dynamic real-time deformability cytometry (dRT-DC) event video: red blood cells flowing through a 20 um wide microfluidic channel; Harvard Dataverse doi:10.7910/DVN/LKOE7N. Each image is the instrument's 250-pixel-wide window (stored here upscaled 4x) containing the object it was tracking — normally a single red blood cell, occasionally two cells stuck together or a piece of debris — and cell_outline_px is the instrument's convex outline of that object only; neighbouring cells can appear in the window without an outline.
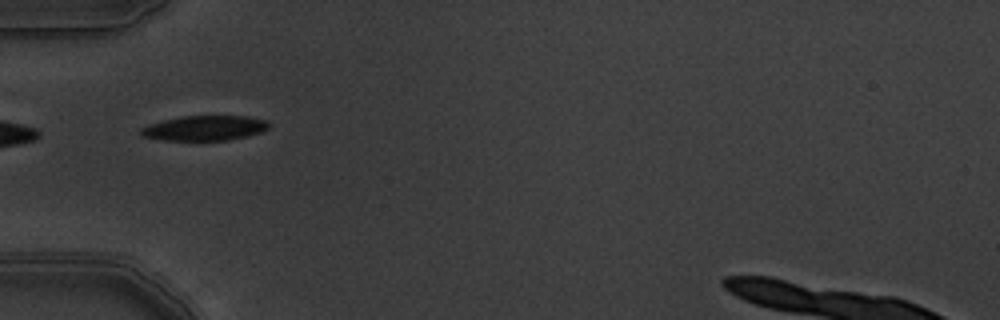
{"species": "common noctule bat (a hibernating species)", "species_latin": "Nyctalus noctula", "temperature_condition": "warm", "stored_images_in_passage": 10, "camera_frame_rate_fps": 3000, "um_per_image_px": 0.085, "animal": {"sex": "male", "body_mass_g": 19.5, "forearm_length_mm": 54.6}, "frame": {"image": 1, "passage_image": 4, "time_ms": 1.0, "image_size_px": [1000, 320], "cell_outline_px": [[268, 128], [260, 132], [248, 136], [228, 140], [164, 140], [140, 136], [140, 128], [148, 124], [180, 116], [248, 116], [268, 120]], "centroid_in_image_um": [17.37, 10.88], "position_along_channel_um": 67.6, "area_um2": 18.67}}